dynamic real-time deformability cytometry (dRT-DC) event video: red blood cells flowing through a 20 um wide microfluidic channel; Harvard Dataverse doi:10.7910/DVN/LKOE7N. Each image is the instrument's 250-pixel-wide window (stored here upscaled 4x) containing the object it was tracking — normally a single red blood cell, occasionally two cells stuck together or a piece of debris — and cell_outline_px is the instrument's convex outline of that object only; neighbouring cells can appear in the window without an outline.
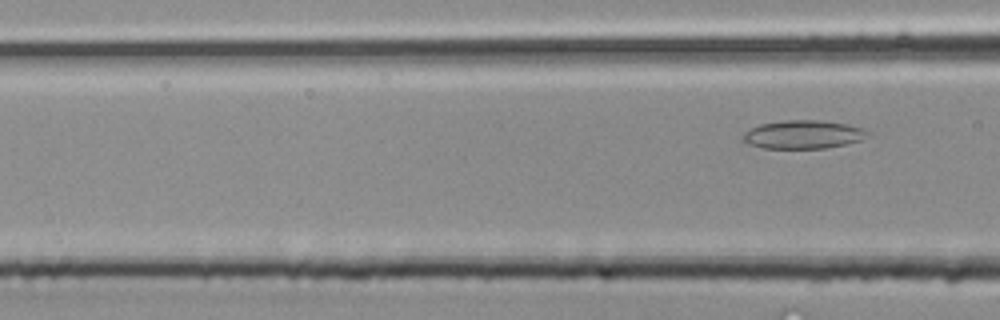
{"species": "common noctule bat (a hibernating species)", "species_latin": "Nyctalus noctula", "temperature_condition": "room temperature", "stored_images_in_passage": 5, "segment_of_instrument_passage": [2, 2], "camera_frame_rate_fps": 3000, "um_per_image_px": 0.085, "animal": {"sex": "male", "body_mass_g": 20.4}, "frame": {"image": 1, "passage_image": 5, "time_ms": 1.333, "image_size_px": [1000, 320], "cell_outline_px": [[872, 132], [860, 140], [828, 148], [764, 148], [748, 144], [740, 140], [740, 136], [744, 132], [760, 124], [784, 120], [820, 120], [848, 124], [864, 128]], "centroid_in_image_um": [68.25, 11.43], "position_along_channel_um": 98.3, "area_um2": 20.81}}